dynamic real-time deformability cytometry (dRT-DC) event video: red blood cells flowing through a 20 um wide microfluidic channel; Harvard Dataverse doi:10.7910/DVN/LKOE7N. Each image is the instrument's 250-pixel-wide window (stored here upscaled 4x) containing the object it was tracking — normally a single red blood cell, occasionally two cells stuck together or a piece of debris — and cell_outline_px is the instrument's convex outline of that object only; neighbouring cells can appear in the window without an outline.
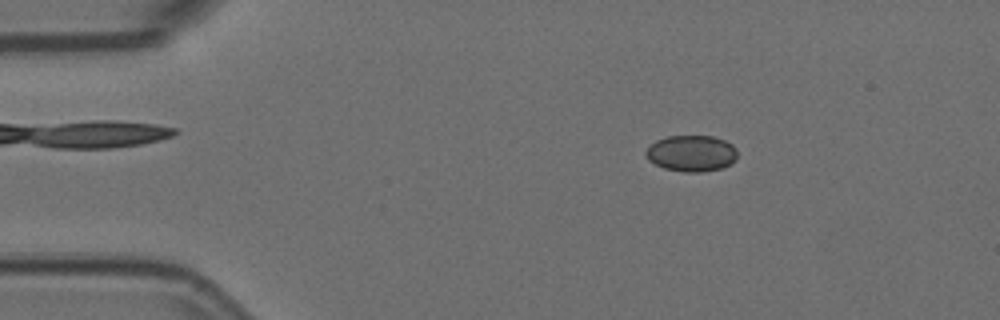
{"species": "Egyptian fruit bat (a non-hibernating species)", "species_latin": "Rousettus aegyptiacus", "temperature_condition": "room temperature", "stored_images_in_passage": 4, "camera_frame_rate_fps": 3000, "um_per_image_px": 0.085, "animal": {"sex": "female"}, "frame": {"image": 1, "passage_image": 2, "time_ms": 0.333, "image_size_px": [1000, 320], "cell_outline_px": [[736, 160], [720, 168], [700, 172], [684, 172], [664, 168], [648, 160], [644, 152], [656, 140], [668, 136], [712, 136], [724, 140], [732, 144], [736, 148]], "centroid_in_image_um": [58.76, 13.03], "position_along_channel_um": 26.2, "area_um2": 19.19}}